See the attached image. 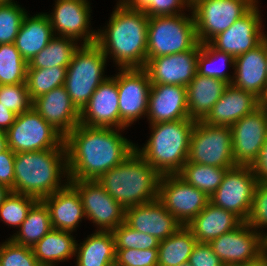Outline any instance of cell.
Here are the masks:
<instances>
[{"instance_id": "6da1fadb", "label": "cell", "mask_w": 267, "mask_h": 266, "mask_svg": "<svg viewBox=\"0 0 267 266\" xmlns=\"http://www.w3.org/2000/svg\"><path fill=\"white\" fill-rule=\"evenodd\" d=\"M121 129L78 124L65 137L69 181L97 180L123 163L135 144L119 133Z\"/></svg>"}, {"instance_id": "7a4b0ae2", "label": "cell", "mask_w": 267, "mask_h": 266, "mask_svg": "<svg viewBox=\"0 0 267 266\" xmlns=\"http://www.w3.org/2000/svg\"><path fill=\"white\" fill-rule=\"evenodd\" d=\"M149 17L139 10L117 3L106 29L97 31L95 44L119 69L144 68L147 63Z\"/></svg>"}, {"instance_id": "3957f363", "label": "cell", "mask_w": 267, "mask_h": 266, "mask_svg": "<svg viewBox=\"0 0 267 266\" xmlns=\"http://www.w3.org/2000/svg\"><path fill=\"white\" fill-rule=\"evenodd\" d=\"M14 168V187L11 192L32 196L37 200L52 195L69 183L66 149L15 153ZM63 175L67 182L62 185Z\"/></svg>"}, {"instance_id": "277c9868", "label": "cell", "mask_w": 267, "mask_h": 266, "mask_svg": "<svg viewBox=\"0 0 267 266\" xmlns=\"http://www.w3.org/2000/svg\"><path fill=\"white\" fill-rule=\"evenodd\" d=\"M161 175L136 151L123 163L106 171L97 182L124 208L158 199Z\"/></svg>"}, {"instance_id": "5b68a950", "label": "cell", "mask_w": 267, "mask_h": 266, "mask_svg": "<svg viewBox=\"0 0 267 266\" xmlns=\"http://www.w3.org/2000/svg\"><path fill=\"white\" fill-rule=\"evenodd\" d=\"M193 119L159 122L150 125L151 136L135 151L161 176L178 174L187 162Z\"/></svg>"}, {"instance_id": "8992f818", "label": "cell", "mask_w": 267, "mask_h": 266, "mask_svg": "<svg viewBox=\"0 0 267 266\" xmlns=\"http://www.w3.org/2000/svg\"><path fill=\"white\" fill-rule=\"evenodd\" d=\"M106 61L107 57L95 43L81 44L74 52L67 66L64 87L79 111L89 102L97 87L108 78L103 74Z\"/></svg>"}, {"instance_id": "52a82bcc", "label": "cell", "mask_w": 267, "mask_h": 266, "mask_svg": "<svg viewBox=\"0 0 267 266\" xmlns=\"http://www.w3.org/2000/svg\"><path fill=\"white\" fill-rule=\"evenodd\" d=\"M198 43L193 15L149 17L147 61L151 58L186 52Z\"/></svg>"}, {"instance_id": "ba28073f", "label": "cell", "mask_w": 267, "mask_h": 266, "mask_svg": "<svg viewBox=\"0 0 267 266\" xmlns=\"http://www.w3.org/2000/svg\"><path fill=\"white\" fill-rule=\"evenodd\" d=\"M257 0H197L191 4L199 43H209L243 17Z\"/></svg>"}, {"instance_id": "9c48e42d", "label": "cell", "mask_w": 267, "mask_h": 266, "mask_svg": "<svg viewBox=\"0 0 267 266\" xmlns=\"http://www.w3.org/2000/svg\"><path fill=\"white\" fill-rule=\"evenodd\" d=\"M7 145L14 153L66 149L65 138L32 107L17 115L6 131Z\"/></svg>"}, {"instance_id": "30bf717a", "label": "cell", "mask_w": 267, "mask_h": 266, "mask_svg": "<svg viewBox=\"0 0 267 266\" xmlns=\"http://www.w3.org/2000/svg\"><path fill=\"white\" fill-rule=\"evenodd\" d=\"M187 161L220 168L236 166L230 127L196 121L190 137Z\"/></svg>"}, {"instance_id": "8fae6325", "label": "cell", "mask_w": 267, "mask_h": 266, "mask_svg": "<svg viewBox=\"0 0 267 266\" xmlns=\"http://www.w3.org/2000/svg\"><path fill=\"white\" fill-rule=\"evenodd\" d=\"M258 181L251 166L236 165L228 169L210 202L230 211L246 222Z\"/></svg>"}, {"instance_id": "7c38bea8", "label": "cell", "mask_w": 267, "mask_h": 266, "mask_svg": "<svg viewBox=\"0 0 267 266\" xmlns=\"http://www.w3.org/2000/svg\"><path fill=\"white\" fill-rule=\"evenodd\" d=\"M158 200L182 226H187L206 207L210 198L178 174H169L160 178Z\"/></svg>"}, {"instance_id": "4fadbf2b", "label": "cell", "mask_w": 267, "mask_h": 266, "mask_svg": "<svg viewBox=\"0 0 267 266\" xmlns=\"http://www.w3.org/2000/svg\"><path fill=\"white\" fill-rule=\"evenodd\" d=\"M119 71L117 73L119 129L125 130L141 116H147L152 84L144 68L119 69Z\"/></svg>"}, {"instance_id": "5bb4252c", "label": "cell", "mask_w": 267, "mask_h": 266, "mask_svg": "<svg viewBox=\"0 0 267 266\" xmlns=\"http://www.w3.org/2000/svg\"><path fill=\"white\" fill-rule=\"evenodd\" d=\"M243 222L209 244L224 266H242L264 252V233Z\"/></svg>"}, {"instance_id": "9a60e30c", "label": "cell", "mask_w": 267, "mask_h": 266, "mask_svg": "<svg viewBox=\"0 0 267 266\" xmlns=\"http://www.w3.org/2000/svg\"><path fill=\"white\" fill-rule=\"evenodd\" d=\"M79 192L85 217L98 230L112 231L125 222V208L114 200L97 180L69 181Z\"/></svg>"}, {"instance_id": "2e32d148", "label": "cell", "mask_w": 267, "mask_h": 266, "mask_svg": "<svg viewBox=\"0 0 267 266\" xmlns=\"http://www.w3.org/2000/svg\"><path fill=\"white\" fill-rule=\"evenodd\" d=\"M55 2L53 12L47 14L54 35L59 33L58 36L71 38L76 42L83 38V45L94 44L97 31L89 30L90 2L87 0H57Z\"/></svg>"}, {"instance_id": "e0dca14e", "label": "cell", "mask_w": 267, "mask_h": 266, "mask_svg": "<svg viewBox=\"0 0 267 266\" xmlns=\"http://www.w3.org/2000/svg\"><path fill=\"white\" fill-rule=\"evenodd\" d=\"M232 154L236 165L251 166L258 158L267 138V118L258 107L255 111L234 122Z\"/></svg>"}, {"instance_id": "ac0fdd59", "label": "cell", "mask_w": 267, "mask_h": 266, "mask_svg": "<svg viewBox=\"0 0 267 266\" xmlns=\"http://www.w3.org/2000/svg\"><path fill=\"white\" fill-rule=\"evenodd\" d=\"M258 2L227 30L219 33L209 43L219 51L231 54L234 58L259 45L266 34L262 30Z\"/></svg>"}, {"instance_id": "d6986e66", "label": "cell", "mask_w": 267, "mask_h": 266, "mask_svg": "<svg viewBox=\"0 0 267 266\" xmlns=\"http://www.w3.org/2000/svg\"><path fill=\"white\" fill-rule=\"evenodd\" d=\"M198 42L191 50L151 58L144 69L152 85L167 84L187 86L197 74Z\"/></svg>"}, {"instance_id": "ffe728a7", "label": "cell", "mask_w": 267, "mask_h": 266, "mask_svg": "<svg viewBox=\"0 0 267 266\" xmlns=\"http://www.w3.org/2000/svg\"><path fill=\"white\" fill-rule=\"evenodd\" d=\"M80 124L119 129L117 75L108 77L97 87L89 102L80 111Z\"/></svg>"}, {"instance_id": "44dd1931", "label": "cell", "mask_w": 267, "mask_h": 266, "mask_svg": "<svg viewBox=\"0 0 267 266\" xmlns=\"http://www.w3.org/2000/svg\"><path fill=\"white\" fill-rule=\"evenodd\" d=\"M125 223L162 241L174 234L182 225L164 205L155 201L125 208Z\"/></svg>"}, {"instance_id": "7402d4cb", "label": "cell", "mask_w": 267, "mask_h": 266, "mask_svg": "<svg viewBox=\"0 0 267 266\" xmlns=\"http://www.w3.org/2000/svg\"><path fill=\"white\" fill-rule=\"evenodd\" d=\"M32 107L64 138L80 123V111L64 85L34 99Z\"/></svg>"}, {"instance_id": "603a6c76", "label": "cell", "mask_w": 267, "mask_h": 266, "mask_svg": "<svg viewBox=\"0 0 267 266\" xmlns=\"http://www.w3.org/2000/svg\"><path fill=\"white\" fill-rule=\"evenodd\" d=\"M147 117L150 125L159 122L190 119L187 90L181 85H151Z\"/></svg>"}, {"instance_id": "cb8c5ba5", "label": "cell", "mask_w": 267, "mask_h": 266, "mask_svg": "<svg viewBox=\"0 0 267 266\" xmlns=\"http://www.w3.org/2000/svg\"><path fill=\"white\" fill-rule=\"evenodd\" d=\"M232 85L258 98L267 90L266 36L254 49L235 58Z\"/></svg>"}, {"instance_id": "d4e9b609", "label": "cell", "mask_w": 267, "mask_h": 266, "mask_svg": "<svg viewBox=\"0 0 267 266\" xmlns=\"http://www.w3.org/2000/svg\"><path fill=\"white\" fill-rule=\"evenodd\" d=\"M258 107L257 96L229 84L202 121L213 126L231 127L234 122L252 113Z\"/></svg>"}, {"instance_id": "484cf974", "label": "cell", "mask_w": 267, "mask_h": 266, "mask_svg": "<svg viewBox=\"0 0 267 266\" xmlns=\"http://www.w3.org/2000/svg\"><path fill=\"white\" fill-rule=\"evenodd\" d=\"M42 201L48 208L53 229L73 232L86 219L80 194L70 182Z\"/></svg>"}, {"instance_id": "4316f807", "label": "cell", "mask_w": 267, "mask_h": 266, "mask_svg": "<svg viewBox=\"0 0 267 266\" xmlns=\"http://www.w3.org/2000/svg\"><path fill=\"white\" fill-rule=\"evenodd\" d=\"M242 223L238 216L209 201L187 227L193 232L197 242L210 243L222 234L235 230Z\"/></svg>"}, {"instance_id": "83f0119b", "label": "cell", "mask_w": 267, "mask_h": 266, "mask_svg": "<svg viewBox=\"0 0 267 266\" xmlns=\"http://www.w3.org/2000/svg\"><path fill=\"white\" fill-rule=\"evenodd\" d=\"M229 84L217 78L196 74L186 86L190 119L202 121Z\"/></svg>"}, {"instance_id": "f1b7e54d", "label": "cell", "mask_w": 267, "mask_h": 266, "mask_svg": "<svg viewBox=\"0 0 267 266\" xmlns=\"http://www.w3.org/2000/svg\"><path fill=\"white\" fill-rule=\"evenodd\" d=\"M54 36L47 13L36 14L33 17L26 14L14 44L28 63Z\"/></svg>"}, {"instance_id": "f546056e", "label": "cell", "mask_w": 267, "mask_h": 266, "mask_svg": "<svg viewBox=\"0 0 267 266\" xmlns=\"http://www.w3.org/2000/svg\"><path fill=\"white\" fill-rule=\"evenodd\" d=\"M75 256L76 266H106L115 262L116 248L112 231L96 230L83 243L76 242Z\"/></svg>"}, {"instance_id": "4dcf8cb0", "label": "cell", "mask_w": 267, "mask_h": 266, "mask_svg": "<svg viewBox=\"0 0 267 266\" xmlns=\"http://www.w3.org/2000/svg\"><path fill=\"white\" fill-rule=\"evenodd\" d=\"M70 231L51 229L33 247L34 256L41 266H56L75 256L76 240Z\"/></svg>"}, {"instance_id": "1f68e13d", "label": "cell", "mask_w": 267, "mask_h": 266, "mask_svg": "<svg viewBox=\"0 0 267 266\" xmlns=\"http://www.w3.org/2000/svg\"><path fill=\"white\" fill-rule=\"evenodd\" d=\"M196 243L193 232L187 226H181L174 234L160 241L158 266H178L188 262Z\"/></svg>"}, {"instance_id": "d6a6232c", "label": "cell", "mask_w": 267, "mask_h": 266, "mask_svg": "<svg viewBox=\"0 0 267 266\" xmlns=\"http://www.w3.org/2000/svg\"><path fill=\"white\" fill-rule=\"evenodd\" d=\"M19 228V231L10 239L16 244L29 248H32L52 229L48 208L42 200H37L33 204Z\"/></svg>"}, {"instance_id": "836d02e7", "label": "cell", "mask_w": 267, "mask_h": 266, "mask_svg": "<svg viewBox=\"0 0 267 266\" xmlns=\"http://www.w3.org/2000/svg\"><path fill=\"white\" fill-rule=\"evenodd\" d=\"M78 48L74 39L56 35L28 62L27 69L67 67Z\"/></svg>"}, {"instance_id": "e575fe53", "label": "cell", "mask_w": 267, "mask_h": 266, "mask_svg": "<svg viewBox=\"0 0 267 266\" xmlns=\"http://www.w3.org/2000/svg\"><path fill=\"white\" fill-rule=\"evenodd\" d=\"M220 168L187 161L178 175L187 183L203 191L209 198L220 186L226 171Z\"/></svg>"}, {"instance_id": "d590c367", "label": "cell", "mask_w": 267, "mask_h": 266, "mask_svg": "<svg viewBox=\"0 0 267 266\" xmlns=\"http://www.w3.org/2000/svg\"><path fill=\"white\" fill-rule=\"evenodd\" d=\"M219 59L222 60V64L216 65ZM228 63L234 69L235 58L231 54L217 50L210 43H200V51L197 57V74L217 78L231 84L234 76L231 77L224 71Z\"/></svg>"}, {"instance_id": "8d00e7d4", "label": "cell", "mask_w": 267, "mask_h": 266, "mask_svg": "<svg viewBox=\"0 0 267 266\" xmlns=\"http://www.w3.org/2000/svg\"><path fill=\"white\" fill-rule=\"evenodd\" d=\"M67 67L27 69L26 86L31 100L50 92L56 87L63 86Z\"/></svg>"}, {"instance_id": "74e56055", "label": "cell", "mask_w": 267, "mask_h": 266, "mask_svg": "<svg viewBox=\"0 0 267 266\" xmlns=\"http://www.w3.org/2000/svg\"><path fill=\"white\" fill-rule=\"evenodd\" d=\"M27 66L14 43L0 44V85L25 83Z\"/></svg>"}, {"instance_id": "f35d334b", "label": "cell", "mask_w": 267, "mask_h": 266, "mask_svg": "<svg viewBox=\"0 0 267 266\" xmlns=\"http://www.w3.org/2000/svg\"><path fill=\"white\" fill-rule=\"evenodd\" d=\"M36 201L32 196L10 192L0 206V220L19 228Z\"/></svg>"}, {"instance_id": "ab89813d", "label": "cell", "mask_w": 267, "mask_h": 266, "mask_svg": "<svg viewBox=\"0 0 267 266\" xmlns=\"http://www.w3.org/2000/svg\"><path fill=\"white\" fill-rule=\"evenodd\" d=\"M116 249H151L158 248L160 240L149 234L139 232L125 222L112 230Z\"/></svg>"}, {"instance_id": "60d3db41", "label": "cell", "mask_w": 267, "mask_h": 266, "mask_svg": "<svg viewBox=\"0 0 267 266\" xmlns=\"http://www.w3.org/2000/svg\"><path fill=\"white\" fill-rule=\"evenodd\" d=\"M26 14L16 3L0 4V44L15 42Z\"/></svg>"}, {"instance_id": "b9f144b4", "label": "cell", "mask_w": 267, "mask_h": 266, "mask_svg": "<svg viewBox=\"0 0 267 266\" xmlns=\"http://www.w3.org/2000/svg\"><path fill=\"white\" fill-rule=\"evenodd\" d=\"M0 104L16 115L27 112L32 108L26 83L16 85H0Z\"/></svg>"}, {"instance_id": "7bdbcfd3", "label": "cell", "mask_w": 267, "mask_h": 266, "mask_svg": "<svg viewBox=\"0 0 267 266\" xmlns=\"http://www.w3.org/2000/svg\"><path fill=\"white\" fill-rule=\"evenodd\" d=\"M0 261L2 266H41L32 248L16 244L10 237L0 244Z\"/></svg>"}, {"instance_id": "ee69618b", "label": "cell", "mask_w": 267, "mask_h": 266, "mask_svg": "<svg viewBox=\"0 0 267 266\" xmlns=\"http://www.w3.org/2000/svg\"><path fill=\"white\" fill-rule=\"evenodd\" d=\"M117 266H158V248L116 249Z\"/></svg>"}, {"instance_id": "f6af8a7d", "label": "cell", "mask_w": 267, "mask_h": 266, "mask_svg": "<svg viewBox=\"0 0 267 266\" xmlns=\"http://www.w3.org/2000/svg\"><path fill=\"white\" fill-rule=\"evenodd\" d=\"M246 222L256 231L267 227V183H257L251 211Z\"/></svg>"}, {"instance_id": "bcb514c9", "label": "cell", "mask_w": 267, "mask_h": 266, "mask_svg": "<svg viewBox=\"0 0 267 266\" xmlns=\"http://www.w3.org/2000/svg\"><path fill=\"white\" fill-rule=\"evenodd\" d=\"M188 262L191 266H224L209 243L197 242Z\"/></svg>"}, {"instance_id": "7dc6e473", "label": "cell", "mask_w": 267, "mask_h": 266, "mask_svg": "<svg viewBox=\"0 0 267 266\" xmlns=\"http://www.w3.org/2000/svg\"><path fill=\"white\" fill-rule=\"evenodd\" d=\"M14 161L15 153L10 148L0 153V184L10 190L14 187Z\"/></svg>"}, {"instance_id": "c3c4849f", "label": "cell", "mask_w": 267, "mask_h": 266, "mask_svg": "<svg viewBox=\"0 0 267 266\" xmlns=\"http://www.w3.org/2000/svg\"><path fill=\"white\" fill-rule=\"evenodd\" d=\"M185 6L191 9L188 0H158V16L184 14L182 11L186 8Z\"/></svg>"}, {"instance_id": "681fc988", "label": "cell", "mask_w": 267, "mask_h": 266, "mask_svg": "<svg viewBox=\"0 0 267 266\" xmlns=\"http://www.w3.org/2000/svg\"><path fill=\"white\" fill-rule=\"evenodd\" d=\"M133 10L143 11L148 17L158 16V0H118Z\"/></svg>"}, {"instance_id": "f907efd6", "label": "cell", "mask_w": 267, "mask_h": 266, "mask_svg": "<svg viewBox=\"0 0 267 266\" xmlns=\"http://www.w3.org/2000/svg\"><path fill=\"white\" fill-rule=\"evenodd\" d=\"M258 182L267 183V138L257 160L251 165Z\"/></svg>"}, {"instance_id": "816d5d0a", "label": "cell", "mask_w": 267, "mask_h": 266, "mask_svg": "<svg viewBox=\"0 0 267 266\" xmlns=\"http://www.w3.org/2000/svg\"><path fill=\"white\" fill-rule=\"evenodd\" d=\"M16 114L0 104V130L6 132L14 123Z\"/></svg>"}, {"instance_id": "f5cc1de1", "label": "cell", "mask_w": 267, "mask_h": 266, "mask_svg": "<svg viewBox=\"0 0 267 266\" xmlns=\"http://www.w3.org/2000/svg\"><path fill=\"white\" fill-rule=\"evenodd\" d=\"M242 266H267V253L264 251L256 259L251 260Z\"/></svg>"}, {"instance_id": "db71d44e", "label": "cell", "mask_w": 267, "mask_h": 266, "mask_svg": "<svg viewBox=\"0 0 267 266\" xmlns=\"http://www.w3.org/2000/svg\"><path fill=\"white\" fill-rule=\"evenodd\" d=\"M259 108L263 111L267 118V90L259 98Z\"/></svg>"}, {"instance_id": "11a10c76", "label": "cell", "mask_w": 267, "mask_h": 266, "mask_svg": "<svg viewBox=\"0 0 267 266\" xmlns=\"http://www.w3.org/2000/svg\"><path fill=\"white\" fill-rule=\"evenodd\" d=\"M8 148L6 132L0 130V153Z\"/></svg>"}, {"instance_id": "9f6ffc18", "label": "cell", "mask_w": 267, "mask_h": 266, "mask_svg": "<svg viewBox=\"0 0 267 266\" xmlns=\"http://www.w3.org/2000/svg\"><path fill=\"white\" fill-rule=\"evenodd\" d=\"M11 190L3 184H0V206L4 202L5 198L9 195Z\"/></svg>"}, {"instance_id": "6f0895ef", "label": "cell", "mask_w": 267, "mask_h": 266, "mask_svg": "<svg viewBox=\"0 0 267 266\" xmlns=\"http://www.w3.org/2000/svg\"><path fill=\"white\" fill-rule=\"evenodd\" d=\"M264 251L267 253V233L264 234Z\"/></svg>"}, {"instance_id": "680465c9", "label": "cell", "mask_w": 267, "mask_h": 266, "mask_svg": "<svg viewBox=\"0 0 267 266\" xmlns=\"http://www.w3.org/2000/svg\"><path fill=\"white\" fill-rule=\"evenodd\" d=\"M7 3H15V1H12V0H0V4H7Z\"/></svg>"}, {"instance_id": "91938a15", "label": "cell", "mask_w": 267, "mask_h": 266, "mask_svg": "<svg viewBox=\"0 0 267 266\" xmlns=\"http://www.w3.org/2000/svg\"><path fill=\"white\" fill-rule=\"evenodd\" d=\"M178 266H191V264L189 262H185V263H182V264H180Z\"/></svg>"}, {"instance_id": "94428289", "label": "cell", "mask_w": 267, "mask_h": 266, "mask_svg": "<svg viewBox=\"0 0 267 266\" xmlns=\"http://www.w3.org/2000/svg\"><path fill=\"white\" fill-rule=\"evenodd\" d=\"M266 71H267V36H266Z\"/></svg>"}, {"instance_id": "6125c7cd", "label": "cell", "mask_w": 267, "mask_h": 266, "mask_svg": "<svg viewBox=\"0 0 267 266\" xmlns=\"http://www.w3.org/2000/svg\"><path fill=\"white\" fill-rule=\"evenodd\" d=\"M106 266H117V264H116V262H113V263H110V264H108Z\"/></svg>"}, {"instance_id": "be15d7a7", "label": "cell", "mask_w": 267, "mask_h": 266, "mask_svg": "<svg viewBox=\"0 0 267 266\" xmlns=\"http://www.w3.org/2000/svg\"><path fill=\"white\" fill-rule=\"evenodd\" d=\"M190 4L196 2L197 0H188Z\"/></svg>"}]
</instances>
